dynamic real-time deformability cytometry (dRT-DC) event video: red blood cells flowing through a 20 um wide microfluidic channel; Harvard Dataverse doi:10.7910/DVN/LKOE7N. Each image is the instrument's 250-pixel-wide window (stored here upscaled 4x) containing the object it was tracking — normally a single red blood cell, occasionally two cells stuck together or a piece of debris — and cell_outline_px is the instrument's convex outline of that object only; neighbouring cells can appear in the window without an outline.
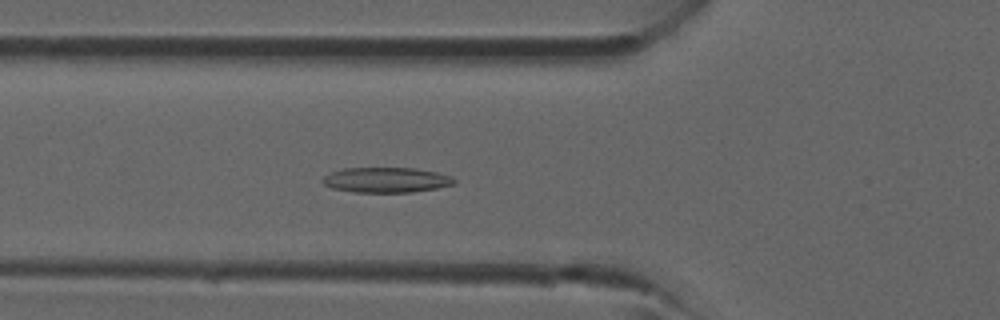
{"species": "common noctule bat (a hibernating species)", "species_latin": "Nyctalus noctula", "temperature_condition": "room temperature", "stored_images_in_passage": 30, "camera_frame_rate_fps": 3000, "um_per_image_px": 0.085, "animal": {"sex": "male", "forearm_length_mm": 52.5}, "frame": {"image": 1, "passage_image": 3, "time_ms": 0.667, "image_size_px": [1000, 320], "cell_outline_px": [[456, 184], [436, 188], [412, 192], [356, 192], [332, 188], [324, 184], [320, 180], [324, 176], [332, 172], [344, 168], [416, 168], [436, 172], [452, 176], [456, 180]], "centroid_in_image_um": [32.85, 15.29], "position_along_channel_um": 93.0, "area_um2": 19.31}}
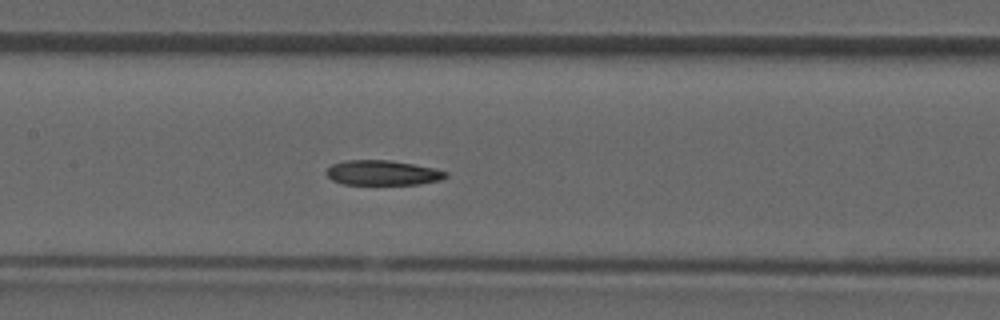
{"frame": {"image": 2, "passage_image": 8, "time_ms": 2.333, "image_size_px": [1000, 320], "cell_outline_px": [[448, 176], [444, 180], [420, 184], [344, 184], [332, 180], [324, 172], [332, 164], [344, 160], [388, 160], [436, 168], [448, 172]], "centroid_in_image_um": [32.56, 14.69], "position_along_channel_um": 174.8, "area_um2": 17.46}}
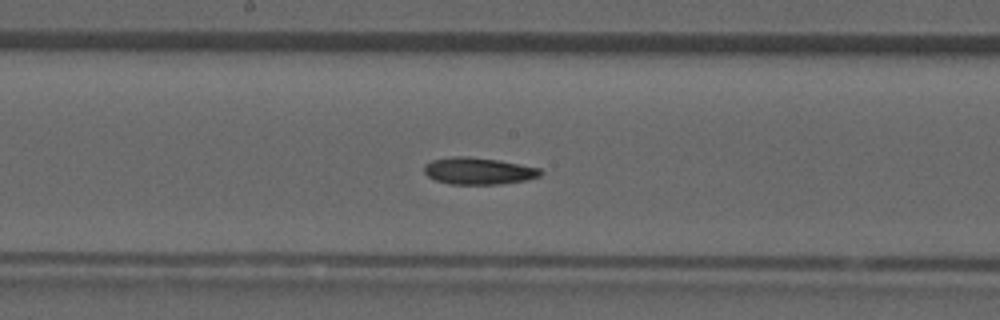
{"frame": {"image": 3, "passage_image": 10, "time_ms": 3.0, "image_size_px": [1000, 320], "cell_outline_px": [[544, 172], [540, 176], [524, 180], [500, 184], [448, 184], [436, 180], [428, 176], [424, 172], [424, 164], [432, 160], [452, 156], [468, 156], [500, 160], [540, 168]], "centroid_in_image_um": [40.66, 14.52], "position_along_channel_um": 207.5, "area_um2": 18.32}}